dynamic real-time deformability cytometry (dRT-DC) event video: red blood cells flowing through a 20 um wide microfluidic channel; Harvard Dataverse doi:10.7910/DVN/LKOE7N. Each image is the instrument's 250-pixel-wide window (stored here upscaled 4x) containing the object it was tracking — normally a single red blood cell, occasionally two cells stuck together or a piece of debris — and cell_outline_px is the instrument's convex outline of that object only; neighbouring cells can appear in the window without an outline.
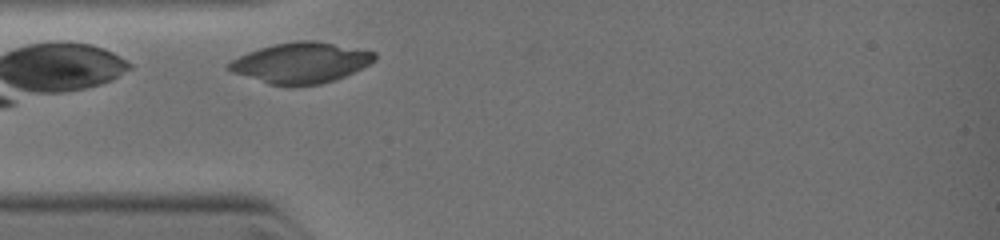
{"species": "common noctule bat (a hibernating species)", "species_latin": "Nyctalus noctula", "temperature_condition": "warm", "stored_images_in_passage": 4, "camera_frame_rate_fps": 3000, "um_per_image_px": 0.085, "animal": {"sex": "female", "body_mass_g": 19.0, "forearm_length_mm": 51.5}, "frame": {"image": 1, "passage_image": 2, "time_ms": 0.333, "image_size_px": [1000, 240], "cell_outline_px": [[376, 60], [344, 76], [320, 84], [268, 84], [232, 72], [224, 68], [232, 60], [248, 52], [272, 44], [296, 40], [316, 40], [376, 52]], "centroid_in_image_um": [25.55, 5.31], "position_along_channel_um": 59.4, "area_um2": 33.99}}